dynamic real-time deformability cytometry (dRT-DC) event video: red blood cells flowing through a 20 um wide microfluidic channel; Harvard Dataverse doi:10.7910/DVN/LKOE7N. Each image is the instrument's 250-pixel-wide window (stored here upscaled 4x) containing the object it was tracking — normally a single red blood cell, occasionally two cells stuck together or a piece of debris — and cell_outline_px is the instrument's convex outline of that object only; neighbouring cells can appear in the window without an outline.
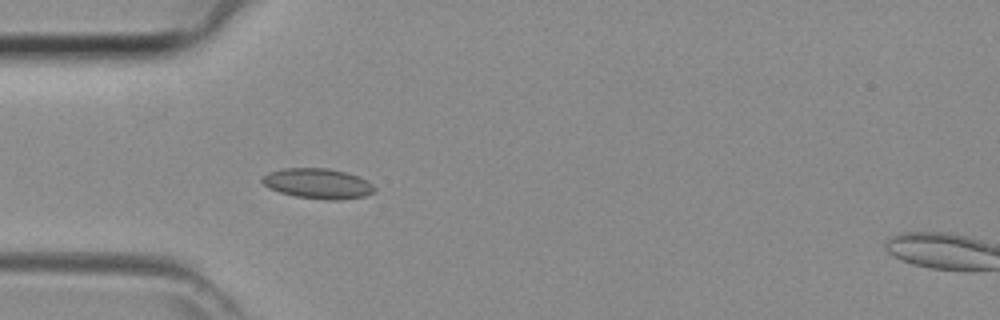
{"species": "common noctule bat (a hibernating species)", "species_latin": "Nyctalus noctula", "temperature_condition": "room temperature", "stored_images_in_passage": 43, "camera_frame_rate_fps": 3000, "um_per_image_px": 0.085, "animal": {"sex": "female", "body_mass_g": 29.2, "forearm_length_mm": 56.3}, "frame": {"image": 1, "passage_image": 12, "time_ms": 3.667, "image_size_px": [1000, 320], "cell_outline_px": [[376, 192], [364, 196], [340, 200], [324, 200], [296, 196], [280, 192], [268, 188], [260, 180], [268, 172], [284, 168], [328, 168], [344, 172], [368, 180], [376, 188]], "centroid_in_image_um": [27.03, 15.61], "position_along_channel_um": 58.0, "area_um2": 19.83}}
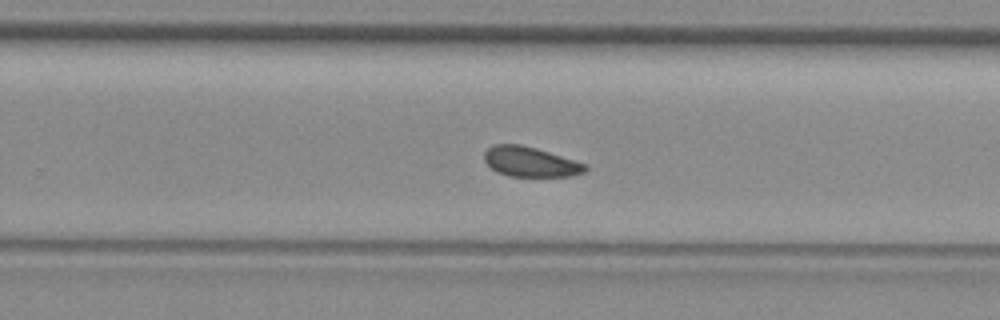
{"frame": {"image": 2, "passage_image": 27, "time_ms": 8.667, "image_size_px": [1000, 320], "cell_outline_px": [[588, 168], [584, 172], [572, 176], [508, 176], [496, 172], [484, 160], [484, 152], [492, 144], [520, 144], [536, 148], [588, 164]], "centroid_in_image_um": [45.08, 13.75], "position_along_channel_um": 284.7, "area_um2": 17.69}}
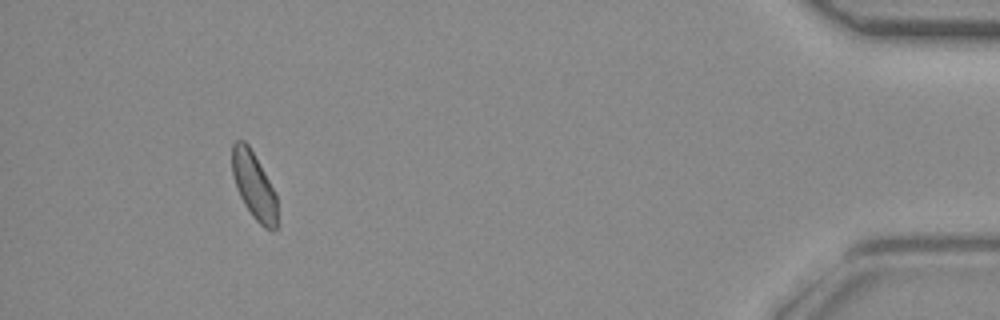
{"frame": {"image": 3, "passage_image": 40, "time_ms": 13.0, "image_size_px": [1000, 320], "cell_outline_px": [[280, 224], [272, 232], [264, 228], [252, 216], [244, 204], [236, 188], [232, 172], [232, 144], [236, 140], [244, 140], [248, 144], [264, 172], [276, 196]], "centroid_in_image_um": [21.61, 15.85], "position_along_channel_um": 413.6, "area_um2": 17.8}}